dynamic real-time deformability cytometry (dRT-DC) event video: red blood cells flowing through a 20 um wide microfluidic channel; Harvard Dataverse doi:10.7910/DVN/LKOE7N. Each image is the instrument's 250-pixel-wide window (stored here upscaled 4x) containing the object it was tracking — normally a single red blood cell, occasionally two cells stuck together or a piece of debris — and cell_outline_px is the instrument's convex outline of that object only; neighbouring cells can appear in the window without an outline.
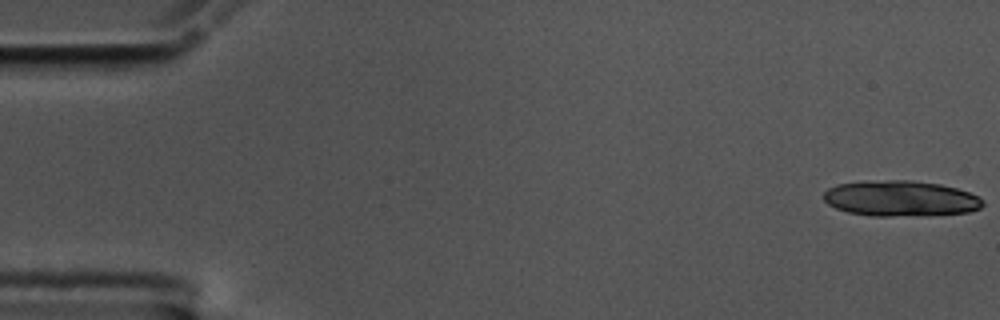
{"species": "common noctule bat (a hibernating species)", "species_latin": "Nyctalus noctula", "temperature_condition": "cold", "stored_images_in_passage": 16, "camera_frame_rate_fps": 3000, "um_per_image_px": 0.085, "animal": {"sex": "male", "body_mass_g": 17.5, "forearm_length_mm": 52.3}, "frame": {"image": 1, "passage_image": 1, "time_ms": 0.0, "image_size_px": [1000, 320], "cell_outline_px": [[984, 204], [980, 208], [968, 212], [892, 216], [872, 216], [848, 212], [836, 208], [828, 204], [824, 200], [824, 192], [828, 188], [836, 184], [888, 180], [912, 180], [940, 184], [956, 188], [968, 192], [984, 200]], "centroid_in_image_um": [76.53, 16.86], "position_along_channel_um": 8.5, "area_um2": 32.66}}